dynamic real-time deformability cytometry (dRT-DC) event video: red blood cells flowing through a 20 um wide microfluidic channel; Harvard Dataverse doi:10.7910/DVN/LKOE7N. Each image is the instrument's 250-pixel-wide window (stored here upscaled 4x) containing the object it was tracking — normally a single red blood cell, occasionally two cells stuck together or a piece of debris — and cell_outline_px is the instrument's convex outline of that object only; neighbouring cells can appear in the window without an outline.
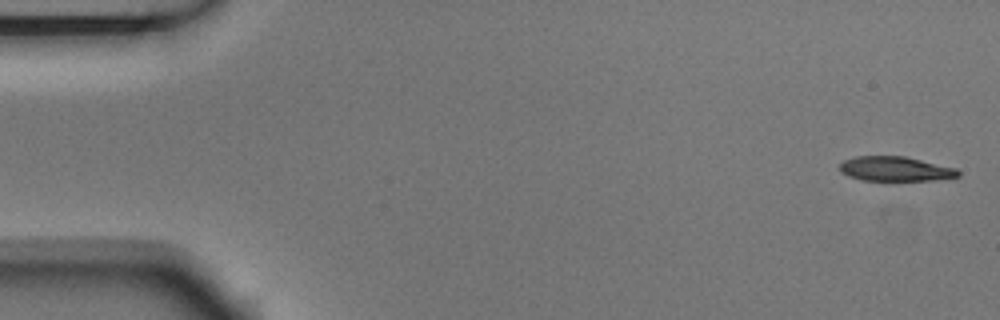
{"species": "Egyptian fruit bat (a non-hibernating species)", "species_latin": "Rousettus aegyptiacus", "temperature_condition": "room temperature", "stored_images_in_passage": 4, "camera_frame_rate_fps": 3000, "um_per_image_px": 0.085, "animal": {"sex": "male"}, "frame": {"image": 1, "passage_image": 1, "time_ms": 0.0, "image_size_px": [1000, 320], "cell_outline_px": [[960, 176], [940, 180], [860, 180], [848, 176], [840, 172], [840, 164], [844, 160], [856, 156], [904, 156], [956, 168], [960, 172]], "centroid_in_image_um": [76.1, 14.36], "position_along_channel_um": 8.9, "area_um2": 16.99}}
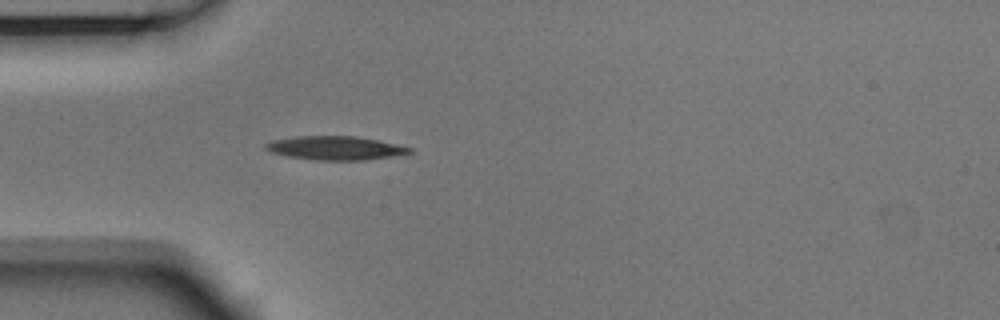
{"frame": {"image": 2, "passage_image": 4, "time_ms": 1.0, "image_size_px": [1000, 320], "cell_outline_px": [[412, 152], [404, 156], [364, 160], [316, 160], [288, 156], [272, 152], [264, 148], [264, 144], [272, 140], [296, 136], [356, 136], [380, 140], [412, 148]], "centroid_in_image_um": [28.58, 12.58], "position_along_channel_um": 56.4, "area_um2": 20.17}}